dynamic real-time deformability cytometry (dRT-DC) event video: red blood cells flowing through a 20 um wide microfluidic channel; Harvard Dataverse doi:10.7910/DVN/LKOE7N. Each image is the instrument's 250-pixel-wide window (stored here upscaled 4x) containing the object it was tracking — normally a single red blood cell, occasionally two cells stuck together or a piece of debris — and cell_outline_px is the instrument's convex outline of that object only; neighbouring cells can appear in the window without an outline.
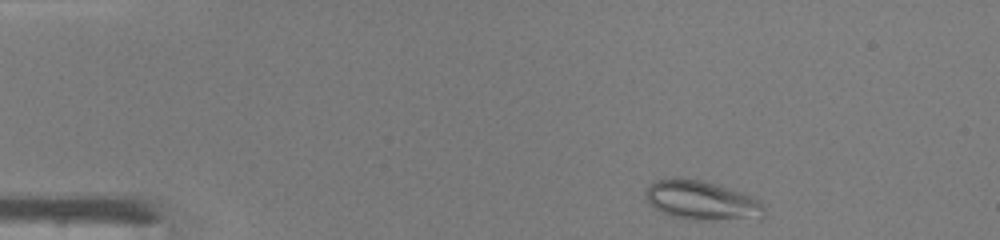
{"species": "common noctule bat (a hibernating species)", "species_latin": "Nyctalus noctula", "temperature_condition": "warm", "stored_images_in_passage": 41, "camera_frame_rate_fps": 3000, "um_per_image_px": 0.085, "animal": {"sex": "male", "body_mass_g": 19.0, "forearm_length_mm": 50.8}, "frame": {"image": 1, "passage_image": 1, "time_ms": 0.0, "image_size_px": [1000, 240], "cell_outline_px": [[764, 216], [760, 220], [688, 220], [672, 216], [656, 208], [644, 196], [644, 192], [656, 180], [672, 176], [680, 176], [720, 184], [752, 196], [760, 200], [764, 204]], "centroid_in_image_um": [59.72, 17.03], "position_along_channel_um": 25.3, "area_um2": 27.86}}
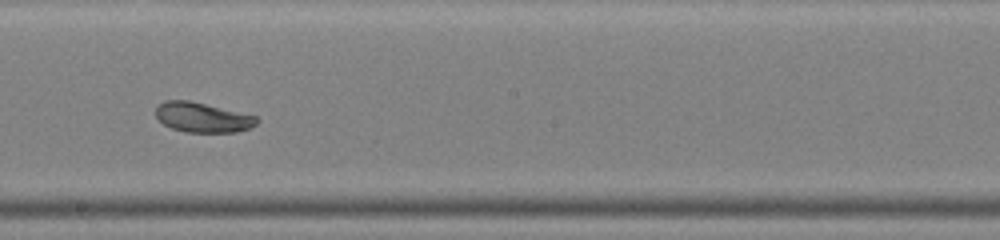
{"frame": {"image": 2, "passage_image": 21, "time_ms": 6.667, "image_size_px": [1000, 240], "cell_outline_px": [[260, 120], [256, 124], [248, 128], [236, 132], [184, 132], [172, 128], [164, 124], [156, 116], [156, 104], [164, 100], [188, 100], [256, 116]], "centroid_in_image_um": [17.18, 9.97], "position_along_channel_um": 231.0, "area_um2": 17.46}}
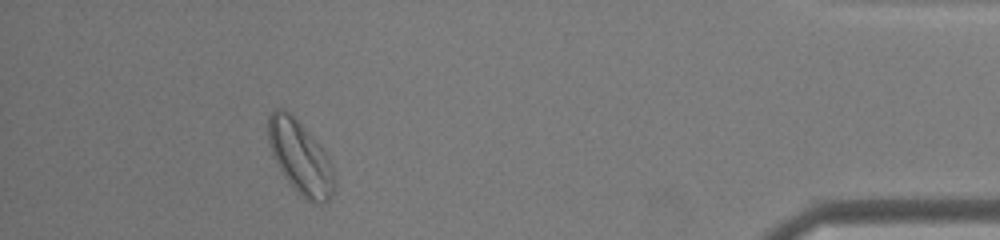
{"frame": {"image": 3, "passage_image": 37, "time_ms": 12.0, "image_size_px": [1000, 240], "cell_outline_px": [[336, 184], [328, 200], [324, 204], [316, 204], [308, 200], [284, 176], [272, 152], [268, 140], [268, 116], [276, 108], [284, 108], [320, 144], [328, 156], [332, 164], [336, 180]], "centroid_in_image_um": [25.56, 13.37], "position_along_channel_um": 409.6, "area_um2": 27.69}, "authors_computed_cell_mechanics": {"area_um2": 21.7906, "velocity_mm_per_s": 4.2816, "shape_relaxation_time_tau1_ms": 2.9218, "shape_relaxation_time_tau2_ms": 0.8958, "deformation_change_tau1": 0.0744, "deformation_change_tau2": 0.0493}}